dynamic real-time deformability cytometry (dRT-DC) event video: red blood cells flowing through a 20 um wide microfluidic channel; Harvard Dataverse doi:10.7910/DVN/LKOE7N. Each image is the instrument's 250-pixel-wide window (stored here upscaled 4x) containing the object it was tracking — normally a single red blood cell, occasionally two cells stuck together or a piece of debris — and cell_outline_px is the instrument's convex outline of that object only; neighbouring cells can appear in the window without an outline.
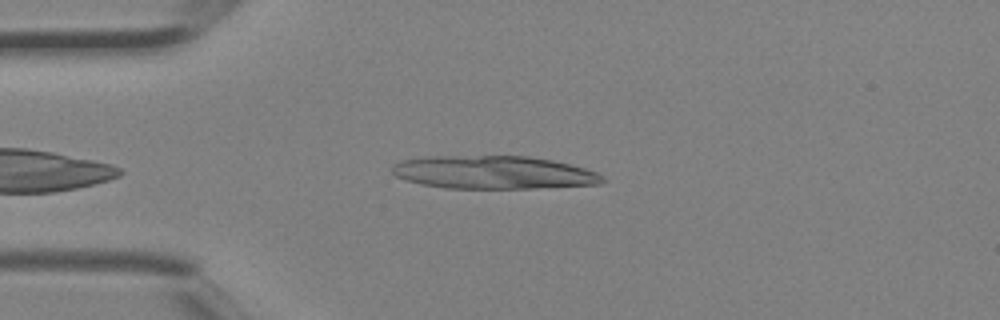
{"species": "Egyptian fruit bat (a non-hibernating species)", "species_latin": "Rousettus aegyptiacus", "temperature_condition": "room temperature", "stored_images_in_passage": 2, "camera_frame_rate_fps": 3000, "um_per_image_px": 0.085, "animal": {"sex": "female"}, "frame": {"image": 1, "passage_image": 2, "time_ms": 0.333, "image_size_px": [1000, 320], "cell_outline_px": [[604, 180], [600, 184], [536, 188], [444, 188], [420, 184], [396, 176], [392, 172], [392, 164], [400, 160], [424, 156], [528, 156], [552, 160], [584, 168], [596, 172], [604, 176]], "centroid_in_image_um": [41.91, 14.65], "position_along_channel_um": 43.1, "area_um2": 40.63}}